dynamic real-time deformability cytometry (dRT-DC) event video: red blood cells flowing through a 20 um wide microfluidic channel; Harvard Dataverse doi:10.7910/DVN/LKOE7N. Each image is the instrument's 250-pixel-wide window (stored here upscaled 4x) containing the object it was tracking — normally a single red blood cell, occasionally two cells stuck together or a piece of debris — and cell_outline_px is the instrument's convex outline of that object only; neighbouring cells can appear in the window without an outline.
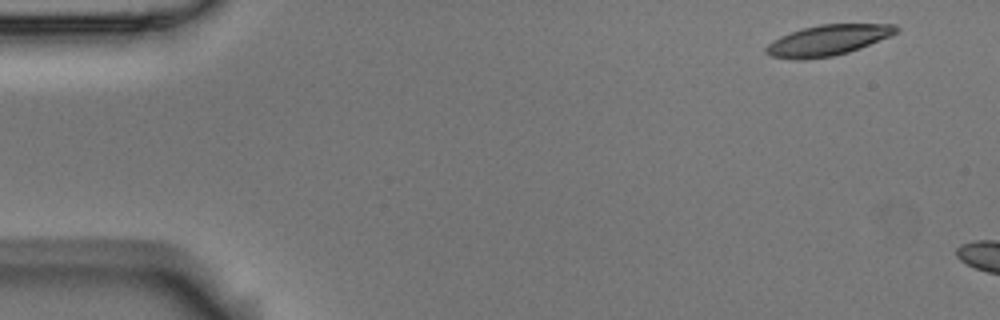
{"species": "Egyptian fruit bat (a non-hibernating species)", "species_latin": "Rousettus aegyptiacus", "temperature_condition": "room temperature", "stored_images_in_passage": 3, "camera_frame_rate_fps": 3000, "um_per_image_px": 0.085, "animal": {"sex": "male"}, "frame": {"image": 1, "passage_image": 1, "time_ms": 0.0, "image_size_px": [1000, 320], "cell_outline_px": [[900, 28], [896, 32], [888, 36], [860, 48], [848, 52], [832, 56], [804, 60], [792, 60], [772, 56], [764, 52], [764, 48], [772, 40], [780, 36], [804, 28], [820, 24], [896, 24]], "centroid_in_image_um": [70.31, 3.43], "position_along_channel_um": 14.7, "area_um2": 23.12}}